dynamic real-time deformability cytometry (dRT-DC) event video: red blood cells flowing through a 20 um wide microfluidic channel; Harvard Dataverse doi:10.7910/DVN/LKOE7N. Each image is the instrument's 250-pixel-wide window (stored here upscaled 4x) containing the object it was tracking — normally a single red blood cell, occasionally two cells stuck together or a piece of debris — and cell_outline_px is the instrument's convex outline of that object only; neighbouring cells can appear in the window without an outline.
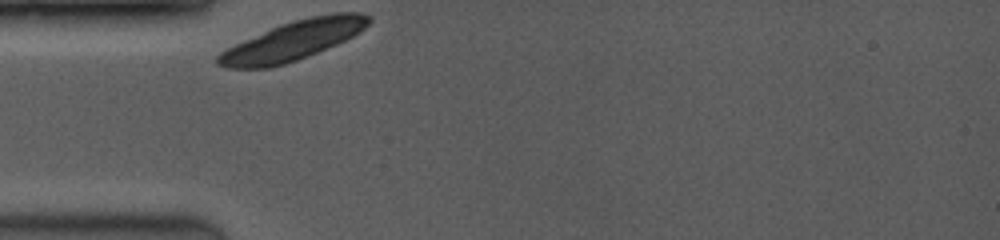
{"species": "common noctule bat (a hibernating species)", "species_latin": "Nyctalus noctula", "temperature_condition": "room temperature", "stored_images_in_passage": 1, "camera_frame_rate_fps": 3500, "um_per_image_px": 0.085, "animal": {"sex": "female", "body_mass_g": 19.0, "forearm_length_mm": 53.3}, "frame": {"image": 1, "passage_image": 1, "time_ms": 0.0, "image_size_px": [1000, 240], "cell_outline_px": [[372, 20], [360, 32], [336, 44], [296, 60], [284, 64], [268, 68], [228, 68], [216, 64], [216, 56], [220, 52], [244, 40], [280, 24], [292, 20], [312, 16], [336, 12], [360, 12], [372, 16]], "centroid_in_image_um": [24.92, 3.43], "position_along_channel_um": 60.1, "area_um2": 34.16}}